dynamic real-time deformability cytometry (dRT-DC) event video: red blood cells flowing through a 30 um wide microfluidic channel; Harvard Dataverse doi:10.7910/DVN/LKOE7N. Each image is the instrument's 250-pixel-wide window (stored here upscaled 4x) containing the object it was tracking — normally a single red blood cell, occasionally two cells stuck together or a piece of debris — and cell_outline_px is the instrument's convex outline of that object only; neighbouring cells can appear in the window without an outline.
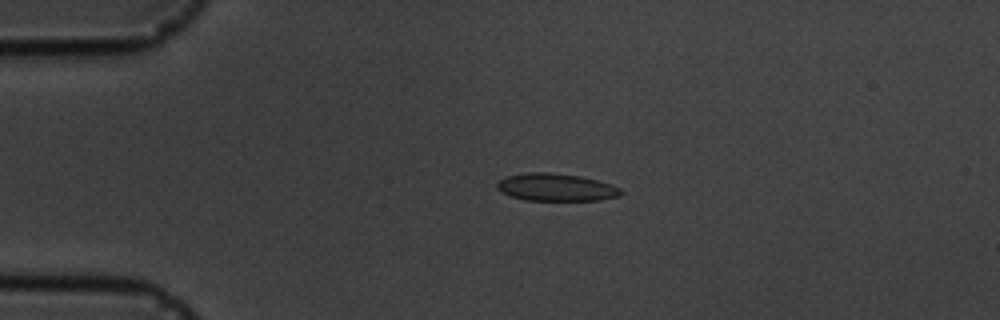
{"species": "common noctule bat (a hibernating species)", "species_latin": "Nyctalus noctula", "temperature_condition": "cold", "stored_images_in_passage": 4, "camera_frame_rate_fps": 3000, "um_per_image_px": 0.085, "animal": {"sex": "male", "body_mass_g": 19.5, "forearm_length_mm": 54.6}, "frame": {"image": 1, "passage_image": 3, "time_ms": 2.333, "image_size_px": [1000, 320], "cell_outline_px": [[624, 192], [620, 196], [600, 200], [524, 200], [512, 196], [496, 188], [496, 184], [504, 176], [524, 172], [548, 172], [580, 176], [612, 184], [620, 188]], "centroid_in_image_um": [47.27, 15.91], "position_along_channel_um": 37.7, "area_um2": 19.94}}